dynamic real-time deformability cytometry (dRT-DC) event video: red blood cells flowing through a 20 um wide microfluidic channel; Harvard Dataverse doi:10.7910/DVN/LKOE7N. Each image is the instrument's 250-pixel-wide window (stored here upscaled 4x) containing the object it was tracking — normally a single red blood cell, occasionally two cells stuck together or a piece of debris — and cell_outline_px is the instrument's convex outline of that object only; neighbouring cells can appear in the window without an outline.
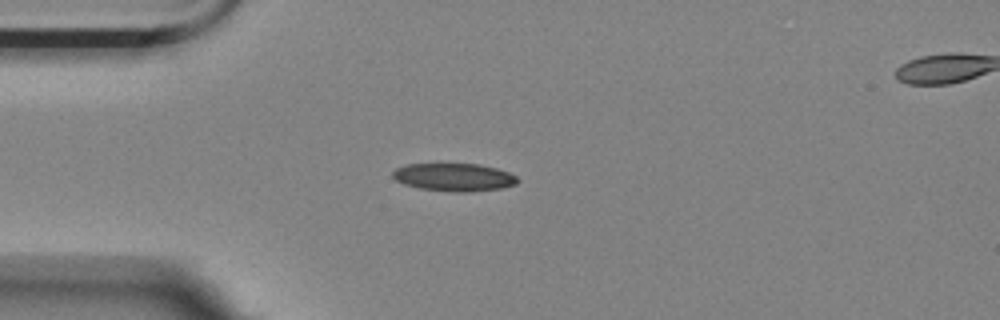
{"species": "Egyptian fruit bat (a non-hibernating species)", "species_latin": "Rousettus aegyptiacus", "temperature_condition": "room temperature", "stored_images_in_passage": 42, "camera_frame_rate_fps": 3000, "um_per_image_px": 0.085, "animal": {"sex": "female"}, "frame": {"image": 1, "passage_image": 1, "time_ms": 0.0, "image_size_px": [1000, 320], "cell_outline_px": [[520, 180], [516, 184], [500, 188], [468, 192], [456, 192], [420, 188], [404, 184], [396, 180], [392, 176], [392, 172], [396, 168], [404, 164], [480, 164], [496, 168], [508, 172], [516, 176]], "centroid_in_image_um": [38.59, 15.05], "position_along_channel_um": 46.4, "area_um2": 20.23}}
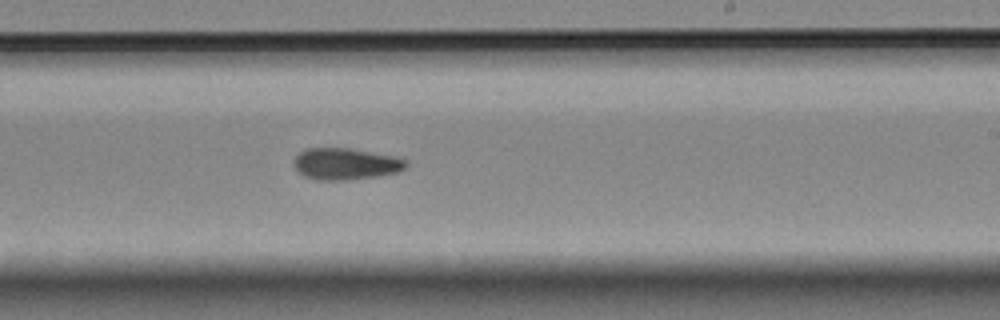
{"frame": {"image": 2, "passage_image": 20, "time_ms": 6.333, "image_size_px": [1000, 320], "cell_outline_px": [[408, 168], [400, 172], [376, 176], [348, 180], [316, 180], [304, 176], [292, 164], [292, 160], [304, 148], [348, 148], [396, 156], [408, 160]], "centroid_in_image_um": [29.41, 13.93], "position_along_channel_um": 259.6, "area_um2": 20.98}}
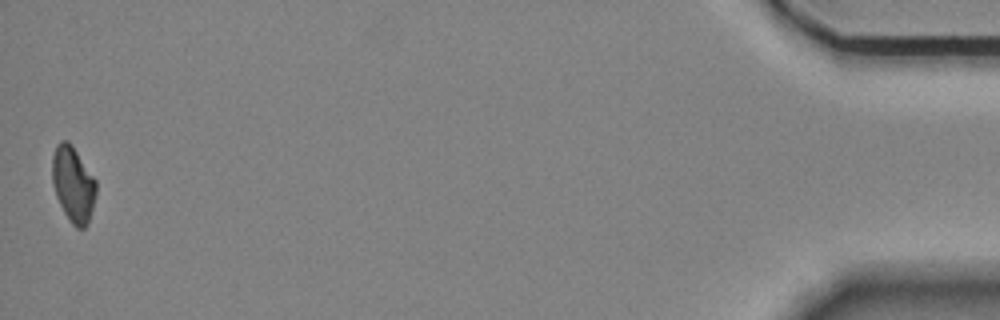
{"frame": {"image": 3, "passage_image": 42, "time_ms": 13.667, "image_size_px": [1000, 320], "cell_outline_px": [[96, 196], [88, 224], [84, 228], [76, 228], [72, 224], [64, 212], [56, 196], [52, 180], [52, 156], [56, 144], [60, 140], [68, 140], [72, 144], [96, 180]], "centroid_in_image_um": [6.22, 15.64], "position_along_channel_um": 429.0, "area_um2": 19.48}, "authors_computed_cell_mechanics": {"area_um2": 20.4034, "velocity_mm_per_s": 3.5765, "shape_relaxation_time_tau1_ms": null, "shape_relaxation_time_tau2_ms": 10.7663, "deformation_change_tau1": null, "deformation_change_tau2": 0.163}}